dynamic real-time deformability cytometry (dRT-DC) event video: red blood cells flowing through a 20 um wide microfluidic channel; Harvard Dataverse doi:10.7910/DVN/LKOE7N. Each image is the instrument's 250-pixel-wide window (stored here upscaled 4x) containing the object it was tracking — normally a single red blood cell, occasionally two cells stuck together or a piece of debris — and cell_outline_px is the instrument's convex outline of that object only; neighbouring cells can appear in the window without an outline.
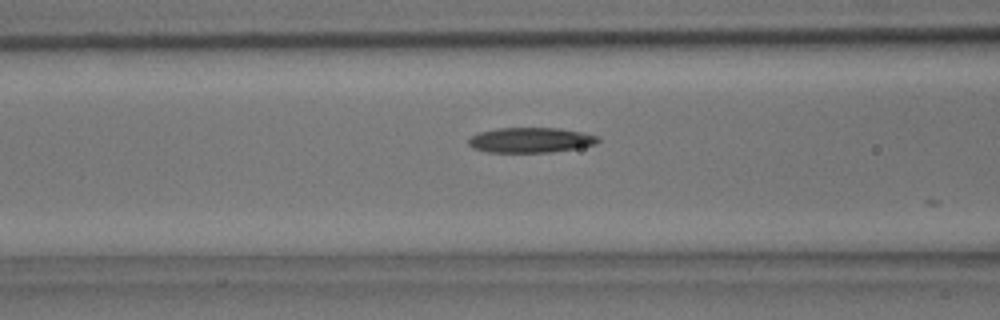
{"species": "common noctule bat (a hibernating species)", "species_latin": "Nyctalus noctula", "temperature_condition": "room temperature", "stored_images_in_passage": 13, "camera_frame_rate_fps": 3000, "um_per_image_px": 0.085, "animal": {"sex": "male", "body_mass_g": 15.6}, "frame": {"image": 1, "passage_image": 11, "time_ms": 3.333, "image_size_px": [1000, 320], "cell_outline_px": [[600, 140], [596, 144], [576, 148], [552, 152], [488, 152], [472, 148], [468, 144], [468, 140], [472, 136], [480, 132], [496, 128], [560, 128], [600, 136]], "centroid_in_image_um": [45.11, 11.9], "position_along_channel_um": 121.5, "area_um2": 18.96}}